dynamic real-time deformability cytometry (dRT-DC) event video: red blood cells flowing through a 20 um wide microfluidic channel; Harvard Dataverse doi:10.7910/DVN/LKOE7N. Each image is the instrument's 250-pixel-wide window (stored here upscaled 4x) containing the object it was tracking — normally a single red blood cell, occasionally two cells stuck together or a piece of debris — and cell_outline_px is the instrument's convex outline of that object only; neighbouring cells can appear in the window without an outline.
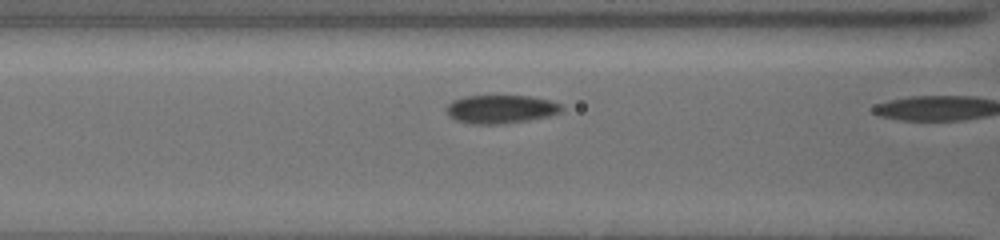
{"species": "common noctule bat (a hibernating species)", "species_latin": "Nyctalus noctula", "temperature_condition": "cold", "stored_images_in_passage": 8, "camera_frame_rate_fps": 3000, "um_per_image_px": 0.085, "animal": {"sex": "female", "body_mass_g": 19.5, "forearm_length_mm": 54.1}, "frame": {"image": 1, "passage_image": 7, "time_ms": 2.0, "image_size_px": [1000, 240], "cell_outline_px": [[564, 108], [560, 112], [548, 116], [528, 120], [500, 124], [468, 124], [456, 120], [448, 116], [444, 108], [452, 100], [464, 96], [528, 96], [548, 100], [560, 104]], "centroid_in_image_um": [42.5, 9.28], "position_along_channel_um": 124.1, "area_um2": 19.13}}